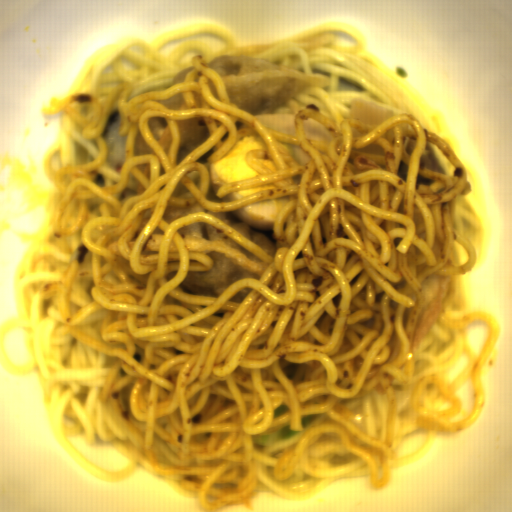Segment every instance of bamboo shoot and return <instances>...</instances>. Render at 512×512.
I'll return each instance as SVG.
<instances>
[{
    "label": "bamboo shoot",
    "instance_id": "1",
    "mask_svg": "<svg viewBox=\"0 0 512 512\" xmlns=\"http://www.w3.org/2000/svg\"><path fill=\"white\" fill-rule=\"evenodd\" d=\"M349 117L378 123L392 119V111L385 105L356 97L352 103Z\"/></svg>",
    "mask_w": 512,
    "mask_h": 512
}]
</instances>
